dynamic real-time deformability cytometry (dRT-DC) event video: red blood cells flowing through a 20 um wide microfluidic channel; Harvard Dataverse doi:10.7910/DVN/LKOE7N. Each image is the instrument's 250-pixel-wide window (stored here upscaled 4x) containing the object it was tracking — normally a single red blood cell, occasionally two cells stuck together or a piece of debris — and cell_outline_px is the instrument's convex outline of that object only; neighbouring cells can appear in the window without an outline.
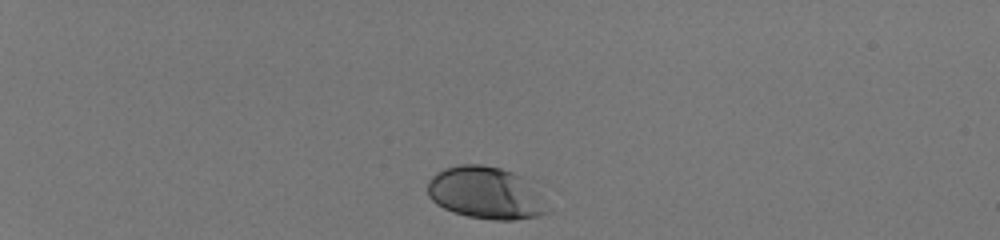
{"species": "human", "species_latin": "Homo sapiens", "temperature_condition": "room temperature", "stored_images_in_passage": 36, "camera_frame_rate_fps": 3000, "um_per_image_px": 0.085, "donor": {"sex": "male"}, "frame": {"image": 1, "passage_image": 1, "time_ms": 0.0, "image_size_px": [1000, 240], "cell_outline_px": [[528, 216], [472, 216], [456, 212], [440, 204], [428, 192], [428, 188], [432, 180], [440, 172], [448, 168], [496, 168], [504, 172]], "centroid_in_image_um": [40.5, 16.36], "position_along_channel_um": 44.5, "area_um2": 26.3}}
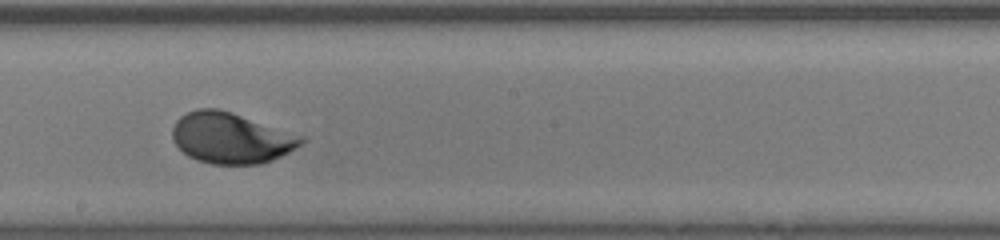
{"frame": {"image": 2, "passage_image": 21, "time_ms": 6.667, "image_size_px": [1000, 240], "cell_outline_px": [[300, 140], [292, 148], [268, 160], [248, 164], [220, 164], [204, 160], [192, 156], [184, 152], [176, 144], [176, 124], [188, 112], [228, 112]], "centroid_in_image_um": [19.5, 11.8], "position_along_channel_um": 228.7, "area_um2": 33.35}}
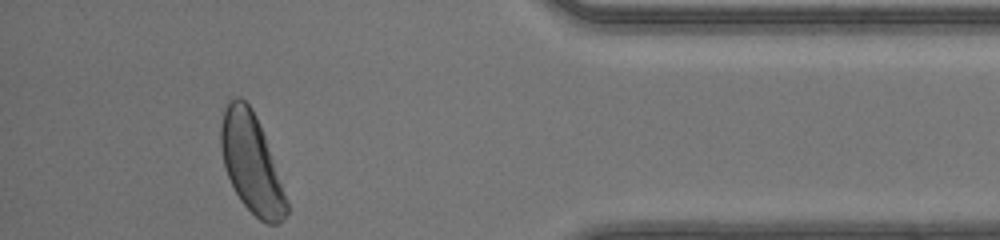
{"frame": {"image": 3, "passage_image": 36, "time_ms": 11.667, "image_size_px": [1000, 240], "cell_outline_px": [[288, 212], [272, 224], [256, 216], [244, 204], [236, 192], [232, 184], [224, 164], [224, 116], [228, 108], [236, 100], [244, 100], [248, 104], [260, 128], [288, 208]], "centroid_in_image_um": [21.38, 13.98], "position_along_channel_um": 413.8, "area_um2": 33.76}, "authors_computed_cell_mechanics": {"area_um2": 32.8593, "velocity_mm_per_s": 4.169, "shape_relaxation_time_tau1_ms": 2.077, "shape_relaxation_time_tau2_ms": null, "deformation_change_tau1": 0.1288, "deformation_change_tau2": null}}